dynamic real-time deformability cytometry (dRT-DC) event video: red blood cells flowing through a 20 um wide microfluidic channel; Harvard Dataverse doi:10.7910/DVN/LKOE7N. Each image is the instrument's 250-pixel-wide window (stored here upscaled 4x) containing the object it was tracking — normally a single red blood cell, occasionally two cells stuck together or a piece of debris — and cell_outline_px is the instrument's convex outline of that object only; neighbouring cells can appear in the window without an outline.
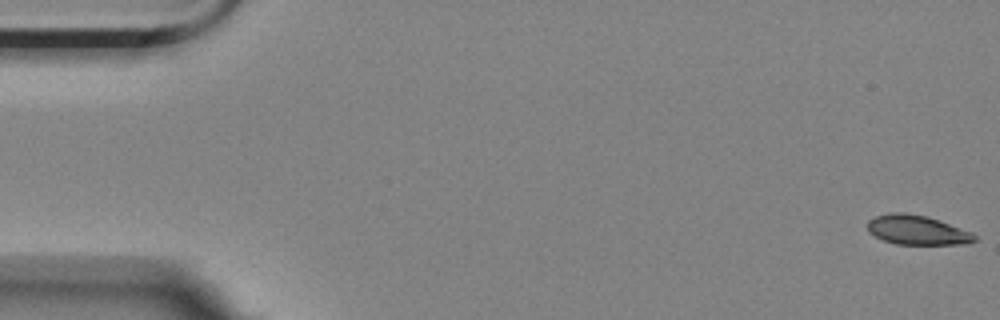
{"species": "Egyptian fruit bat (a non-hibernating species)", "species_latin": "Rousettus aegyptiacus", "temperature_condition": "room temperature", "stored_images_in_passage": 57, "camera_frame_rate_fps": 3000, "um_per_image_px": 0.085, "animal": {"sex": "female"}, "frame": {"image": 1, "passage_image": 1, "time_ms": 0.0, "image_size_px": [1000, 320], "cell_outline_px": [[976, 240], [968, 244], [896, 244], [884, 240], [868, 232], [868, 220], [876, 216], [892, 212], [904, 212], [928, 216], [972, 232], [976, 236]], "centroid_in_image_um": [77.97, 19.55], "position_along_channel_um": 7.0, "area_um2": 18.38}}
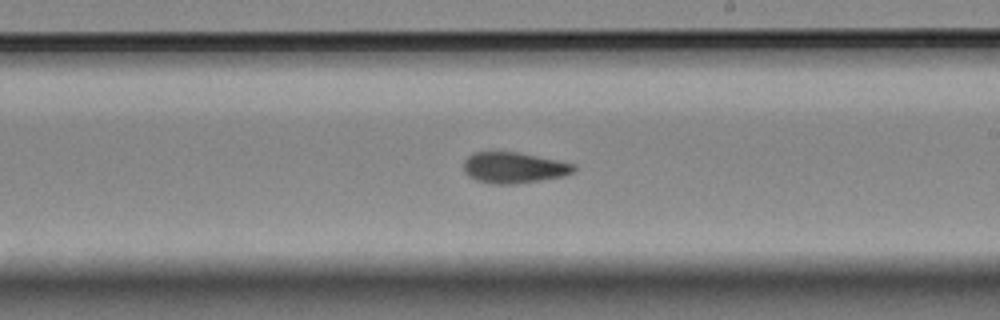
{"frame": {"image": 2, "passage_image": 33, "time_ms": 10.667, "image_size_px": [1000, 320], "cell_outline_px": [[576, 168], [572, 172], [564, 176], [516, 184], [492, 184], [476, 180], [468, 176], [464, 172], [464, 160], [472, 152], [516, 152], [576, 164]], "centroid_in_image_um": [43.65, 14.26], "position_along_channel_um": 245.4, "area_um2": 19.83}}
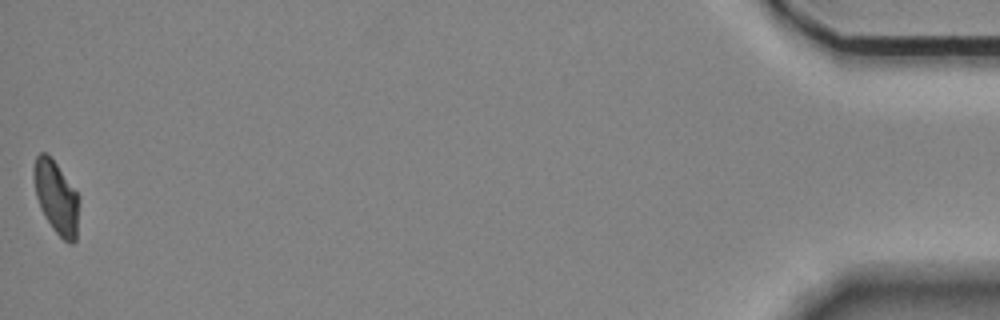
{"frame": {"image": 3, "passage_image": 57, "time_ms": 18.667, "image_size_px": [1000, 320], "cell_outline_px": [[80, 196], [76, 240], [72, 244], [68, 244], [52, 228], [44, 216], [40, 208], [36, 196], [32, 176], [32, 168], [36, 156], [40, 152], [48, 152]], "centroid_in_image_um": [4.77, 16.75], "position_along_channel_um": 430.4, "area_um2": 19.65}, "authors_computed_cell_mechanics": {"area_um2": 19.7676, "velocity_mm_per_s": 3.5142, "shape_relaxation_time_tau1_ms": 7.0178, "shape_relaxation_time_tau2_ms": 2.1069, "deformation_change_tau1": 0.1804, "deformation_change_tau2": 0.0672}}